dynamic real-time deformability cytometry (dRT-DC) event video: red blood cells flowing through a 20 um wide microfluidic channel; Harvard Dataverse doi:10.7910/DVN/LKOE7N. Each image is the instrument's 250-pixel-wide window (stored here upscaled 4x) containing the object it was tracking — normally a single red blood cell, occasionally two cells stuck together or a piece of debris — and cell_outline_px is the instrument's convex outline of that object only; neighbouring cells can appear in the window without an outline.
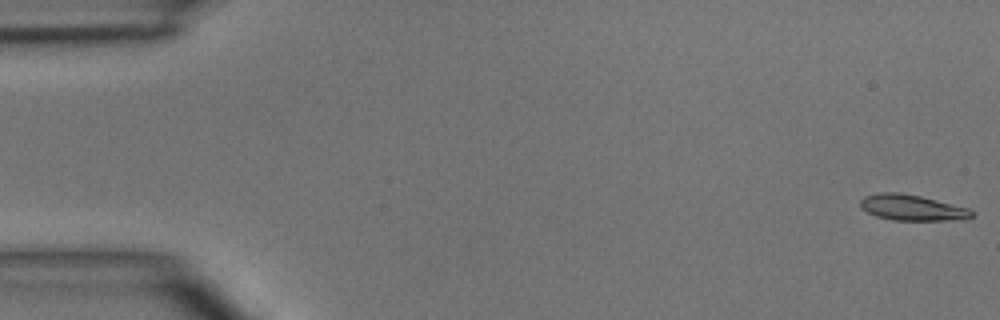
{"species": "common noctule bat (a hibernating species)", "species_latin": "Nyctalus noctula", "temperature_condition": "room temperature", "stored_images_in_passage": 2, "camera_frame_rate_fps": 3000, "um_per_image_px": 0.085, "animal": {"sex": "male", "body_mass_g": 15.6}, "frame": {"image": 1, "passage_image": 2, "time_ms": 1.0, "image_size_px": [1000, 320], "cell_outline_px": [[976, 216], [964, 220], [892, 220], [876, 216], [860, 208], [860, 200], [864, 196], [880, 192], [896, 192], [920, 196], [968, 208]], "centroid_in_image_um": [77.52, 17.66], "position_along_channel_um": 7.5, "area_um2": 16.76}}